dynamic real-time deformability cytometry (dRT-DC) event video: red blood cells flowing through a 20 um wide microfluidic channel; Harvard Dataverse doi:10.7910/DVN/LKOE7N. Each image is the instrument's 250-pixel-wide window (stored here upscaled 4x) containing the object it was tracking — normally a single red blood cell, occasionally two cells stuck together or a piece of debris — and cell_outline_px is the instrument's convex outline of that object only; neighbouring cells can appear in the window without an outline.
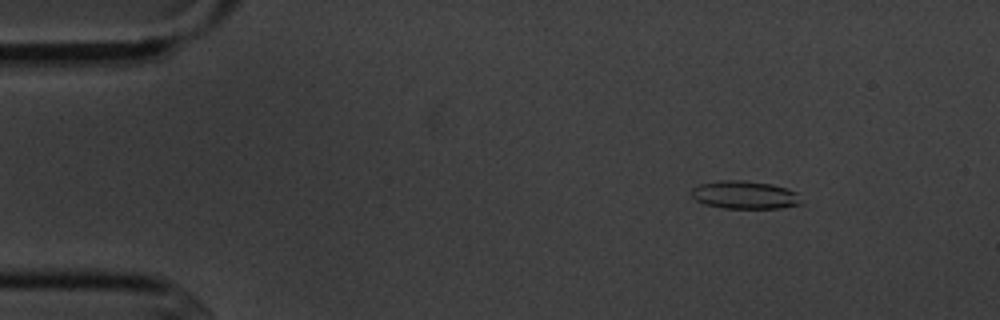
{"species": "common noctule bat (a hibernating species)", "species_latin": "Nyctalus noctula", "temperature_condition": "cold", "stored_images_in_passage": 6, "camera_frame_rate_fps": 3000, "um_per_image_px": 0.085, "animal": {"sex": "male", "body_mass_g": 20.1, "forearm_length_mm": 53.5}, "frame": {"image": 1, "passage_image": 2, "time_ms": 2.0, "image_size_px": [1000, 320], "cell_outline_px": [[804, 204], [780, 208], [724, 208], [704, 204], [696, 200], [692, 196], [692, 188], [700, 184], [720, 180], [744, 180], [772, 184], [788, 188], [796, 192]], "centroid_in_image_um": [63.33, 16.56], "position_along_channel_um": 21.7, "area_um2": 18.03}}
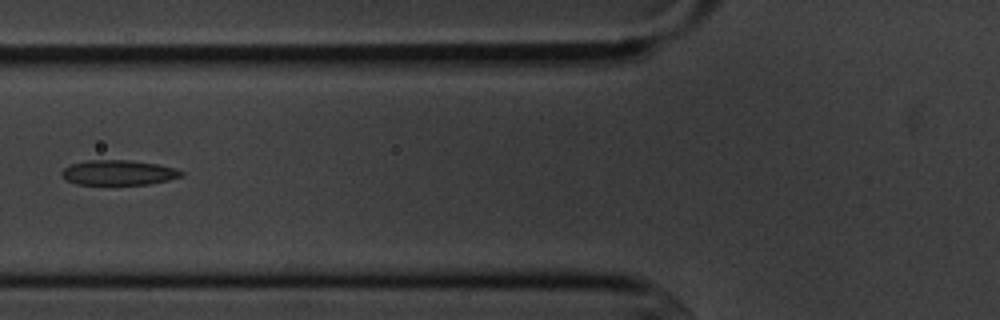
{"frame": {"image": 2, "passage_image": 6, "time_ms": 6.667, "image_size_px": [1000, 320], "cell_outline_px": [[184, 176], [168, 180], [148, 184], [116, 188], [76, 184], [68, 180], [60, 172], [68, 164], [88, 160], [128, 160], [156, 164], [176, 168], [184, 172]], "centroid_in_image_um": [10.06, 14.72], "position_along_channel_um": 115.7, "area_um2": 18.38}}